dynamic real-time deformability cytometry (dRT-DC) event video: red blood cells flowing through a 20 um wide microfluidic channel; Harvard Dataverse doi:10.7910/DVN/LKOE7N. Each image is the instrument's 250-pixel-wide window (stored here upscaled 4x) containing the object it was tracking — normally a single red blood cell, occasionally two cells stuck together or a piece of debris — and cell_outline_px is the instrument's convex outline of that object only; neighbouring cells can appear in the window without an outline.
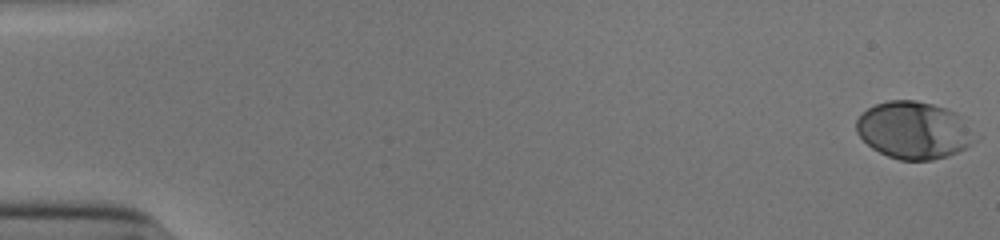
{"species": "human", "species_latin": "Homo sapiens", "temperature_condition": "cold", "stored_images_in_passage": 54, "camera_frame_rate_fps": 3000, "um_per_image_px": 0.085, "donor": {"sex": "male"}, "frame": {"image": 1, "passage_image": 1, "time_ms": 0.0, "image_size_px": [1000, 240], "cell_outline_px": [[980, 140], [948, 156], [932, 160], [900, 160], [888, 156], [872, 148], [856, 132], [856, 120], [868, 108], [876, 104], [888, 100], [916, 100], [932, 104], [956, 112], [980, 136]], "centroid_in_image_um": [77.73, 11.07], "position_along_channel_um": 7.3, "area_um2": 39.82}}
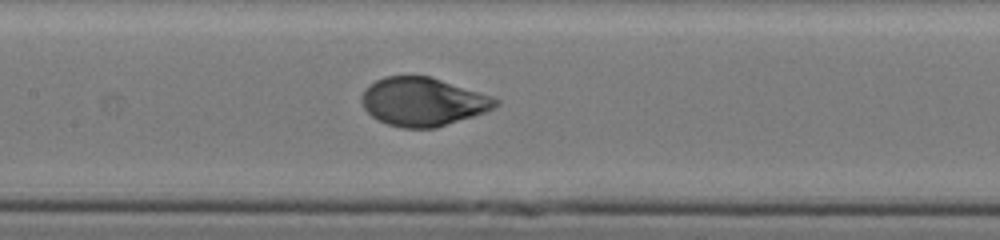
{"frame": {"image": 2, "passage_image": 27, "time_ms": 8.667, "image_size_px": [1000, 240], "cell_outline_px": [[500, 104], [484, 112], [436, 128], [400, 128], [388, 124], [372, 116], [364, 108], [360, 100], [364, 88], [376, 80], [384, 76], [428, 76], [492, 96], [500, 100]], "centroid_in_image_um": [35.92, 8.65], "position_along_channel_um": 171.5, "area_um2": 37.57}}
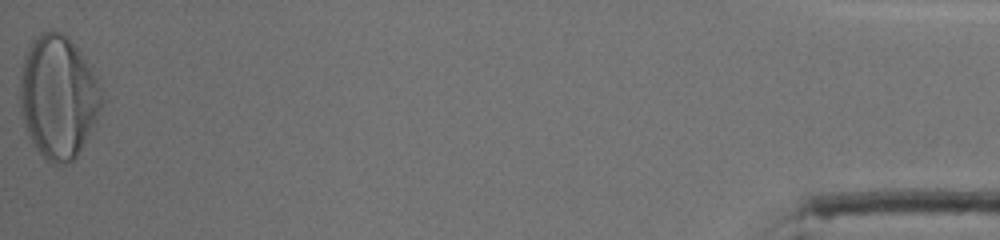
{"frame": {"image": 3, "passage_image": 54, "time_ms": 17.667, "image_size_px": [1000, 240], "cell_outline_px": [[104, 100], [96, 124], [80, 152], [72, 160], [64, 164], [52, 164], [44, 160], [32, 144], [24, 128], [20, 112], [20, 76], [24, 56], [32, 40], [40, 32], [48, 28], [60, 32], [68, 36], [92, 68], [96, 76], [104, 96]], "centroid_in_image_um": [4.95, 8.25], "position_along_channel_um": 430.3, "area_um2": 59.77}, "authors_computed_cell_mechanics": {"area_um2": 38.9572, "velocity_mm_per_s": 3.8858, "shape_relaxation_time_tau1_ms": 3.4017, "shape_relaxation_time_tau2_ms": null, "deformation_change_tau1": 0.1849, "deformation_change_tau2": null}}